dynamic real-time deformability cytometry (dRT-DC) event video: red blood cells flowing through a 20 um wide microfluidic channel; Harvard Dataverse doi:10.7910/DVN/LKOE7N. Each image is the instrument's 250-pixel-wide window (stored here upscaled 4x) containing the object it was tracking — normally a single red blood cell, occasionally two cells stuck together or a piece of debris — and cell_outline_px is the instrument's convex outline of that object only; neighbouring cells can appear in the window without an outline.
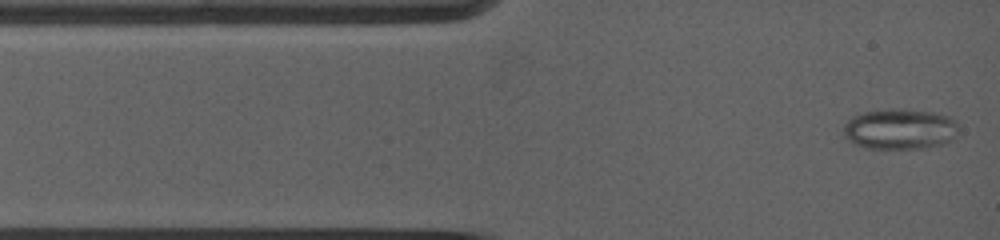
{"species": "common noctule bat (a hibernating species)", "species_latin": "Nyctalus noctula", "temperature_condition": "warm", "stored_images_in_passage": 44, "camera_frame_rate_fps": 5000, "um_per_image_px": 0.085, "animal": {"sex": "female", "body_mass_g": 19.0, "forearm_length_mm": 53.3}, "frame": {"image": 1, "passage_image": 1, "time_ms": 0.0, "image_size_px": [1000, 240], "cell_outline_px": [[956, 128], [952, 140], [944, 144], [928, 148], [864, 148], [852, 144], [844, 136], [844, 124], [852, 116], [864, 112], [892, 108], [900, 108], [932, 112], [952, 116], [956, 124]], "centroid_in_image_um": [76.46, 10.97], "position_along_channel_um": 8.5, "area_um2": 27.46}}
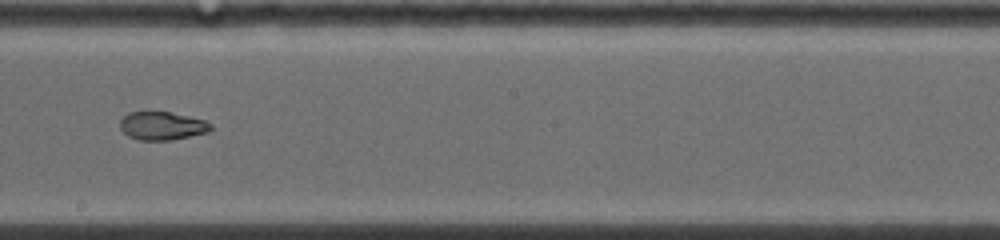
{"frame": {"image": 2, "passage_image": 19, "time_ms": 6.8, "image_size_px": [1000, 240], "cell_outline_px": [[212, 128], [208, 132], [168, 140], [140, 140], [128, 136], [120, 128], [120, 120], [128, 112], [172, 112], [204, 120], [212, 124]], "centroid_in_image_um": [13.77, 10.69], "position_along_channel_um": 234.4, "area_um2": 14.8}}
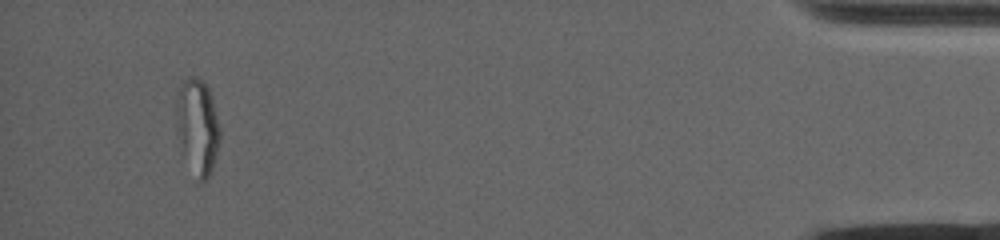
{"frame": {"image": 3, "passage_image": 39, "time_ms": 14.0, "image_size_px": [1000, 240], "cell_outline_px": [[220, 140], [212, 168], [208, 176], [204, 180], [200, 180], [184, 148], [180, 120], [180, 88], [184, 80], [192, 76], [196, 76], [208, 88], [212, 100], [220, 128]], "centroid_in_image_um": [16.91, 10.68], "position_along_channel_um": 418.3, "area_um2": 21.5}, "authors_computed_cell_mechanics": {"area_um2": 19.4786, "velocity_mm_per_s": 3.9497, "shape_relaxation_time_tau1_ms": null, "shape_relaxation_time_tau2_ms": 2.1182, "deformation_change_tau1": null, "deformation_change_tau2": 0.0597}}